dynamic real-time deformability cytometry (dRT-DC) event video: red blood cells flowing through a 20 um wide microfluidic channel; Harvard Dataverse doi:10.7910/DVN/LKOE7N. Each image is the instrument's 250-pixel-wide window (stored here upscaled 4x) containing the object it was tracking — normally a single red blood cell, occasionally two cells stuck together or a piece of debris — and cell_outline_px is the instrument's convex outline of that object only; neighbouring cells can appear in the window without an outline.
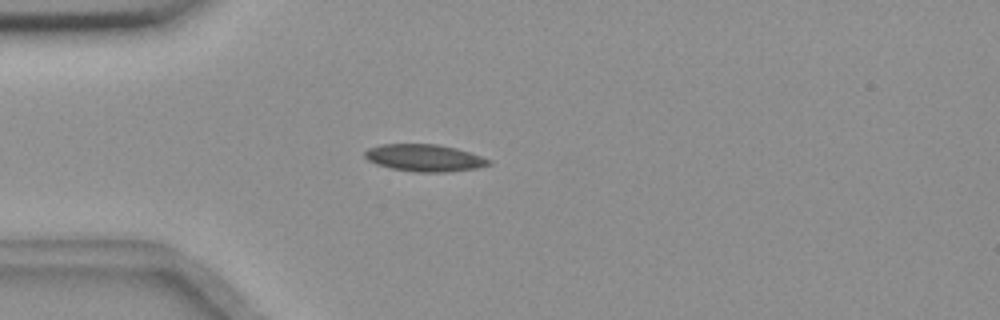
{"species": "common noctule bat (a hibernating species)", "species_latin": "Nyctalus noctula", "temperature_condition": "room temperature", "stored_images_in_passage": 43, "camera_frame_rate_fps": 3000, "um_per_image_px": 0.085, "animal": {"sex": "female", "body_mass_g": 18.4}, "frame": {"image": 1, "passage_image": 3, "time_ms": 0.667, "image_size_px": [1000, 320], "cell_outline_px": [[492, 164], [476, 168], [448, 172], [416, 172], [392, 168], [376, 164], [368, 160], [364, 156], [364, 152], [368, 148], [380, 144], [436, 144], [456, 148], [492, 160]], "centroid_in_image_um": [36.07, 13.42], "position_along_channel_um": 48.9, "area_um2": 19.54}}
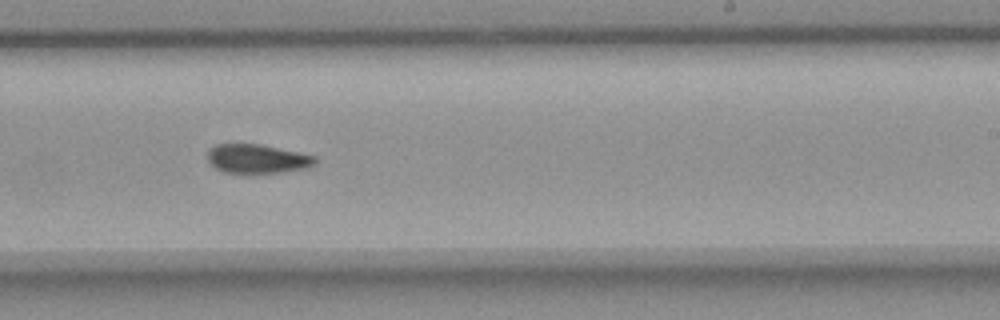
{"frame": {"image": 2, "passage_image": 22, "time_ms": 7.0, "image_size_px": [1000, 320], "cell_outline_px": [[316, 164], [304, 168], [284, 172], [224, 172], [216, 168], [208, 160], [208, 148], [216, 144], [260, 144], [316, 156]], "centroid_in_image_um": [21.86, 13.48], "position_along_channel_um": 267.1, "area_um2": 17.92}}
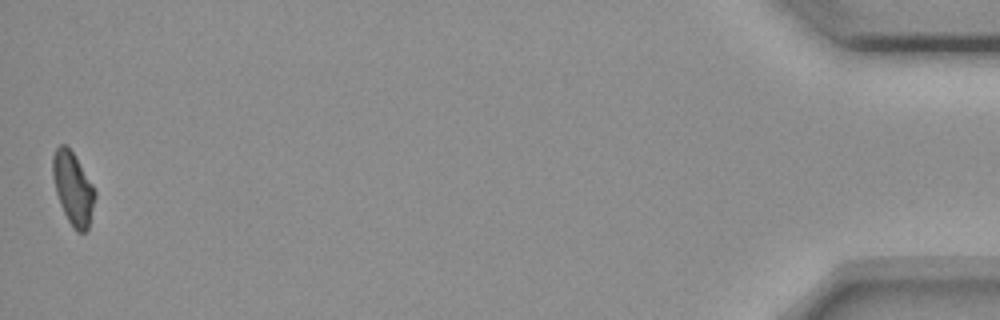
{"frame": {"image": 3, "passage_image": 43, "time_ms": 14.0, "image_size_px": [1000, 320], "cell_outline_px": [[96, 196], [88, 228], [84, 232], [76, 232], [72, 228], [60, 204], [56, 192], [52, 176], [52, 156], [56, 148], [60, 144], [64, 144], [72, 152], [92, 184], [96, 192]], "centroid_in_image_um": [6.19, 16.03], "position_along_channel_um": 429.0, "area_um2": 17.69}}